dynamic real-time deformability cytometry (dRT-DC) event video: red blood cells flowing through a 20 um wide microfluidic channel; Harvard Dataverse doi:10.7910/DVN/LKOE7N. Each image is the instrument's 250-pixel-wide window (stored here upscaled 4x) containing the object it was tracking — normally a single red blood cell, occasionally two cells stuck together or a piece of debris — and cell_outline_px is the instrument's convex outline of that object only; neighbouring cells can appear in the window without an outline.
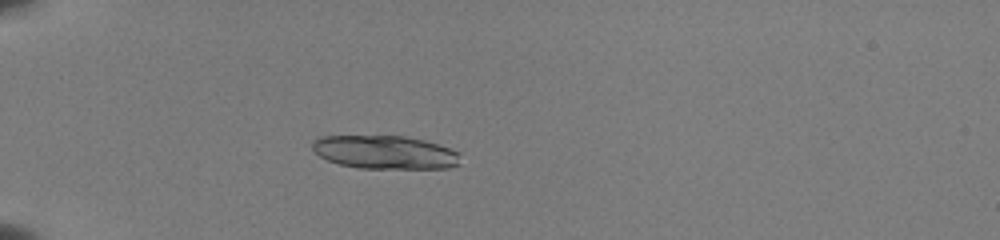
{"species": "common noctule bat (a hibernating species)", "species_latin": "Nyctalus noctula", "temperature_condition": "room temperature", "stored_images_in_passage": 50, "camera_frame_rate_fps": 3000, "um_per_image_px": 0.085, "animal": {"sex": "female", "body_mass_g": 22.0, "forearm_length_mm": 56.7}, "frame": {"image": 1, "passage_image": 15, "time_ms": 4.667, "image_size_px": [1000, 240], "cell_outline_px": [[460, 164], [448, 168], [356, 168], [340, 164], [328, 160], [320, 156], [312, 148], [312, 140], [320, 136], [404, 136], [424, 140], [460, 152]], "centroid_in_image_um": [32.72, 12.94], "position_along_channel_um": 52.3, "area_um2": 28.78}, "authors_computed_cell_mechanics": {"area_um2": 27.744, "velocity_mm_per_s": 3.9684, "shape_relaxation_time_tau1_ms": 5.0686, "shape_relaxation_time_tau2_ms": 1.464, "deformation_change_tau1": 0.1318, "deformation_change_tau2": 0.0547}}